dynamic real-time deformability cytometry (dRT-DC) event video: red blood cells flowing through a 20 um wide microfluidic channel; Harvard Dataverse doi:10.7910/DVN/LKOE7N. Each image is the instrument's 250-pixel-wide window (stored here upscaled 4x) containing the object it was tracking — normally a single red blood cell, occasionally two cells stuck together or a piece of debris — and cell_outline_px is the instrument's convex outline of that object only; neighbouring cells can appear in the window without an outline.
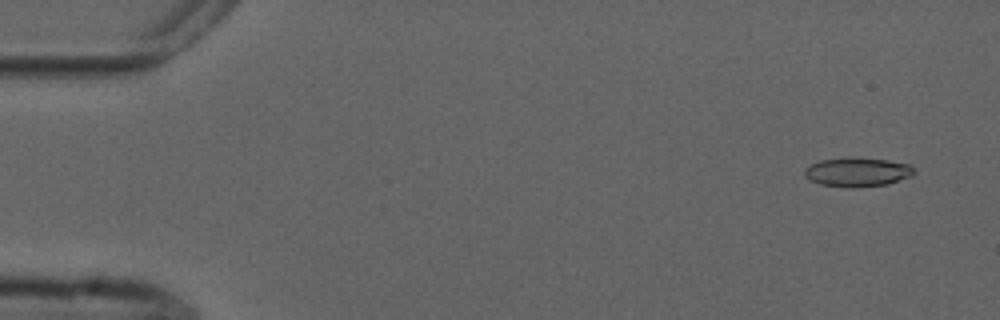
{"species": "common noctule bat (a hibernating species)", "species_latin": "Nyctalus noctula", "temperature_condition": "cold", "stored_images_in_passage": 54, "camera_frame_rate_fps": 3000, "um_per_image_px": 0.085, "animal": {"sex": "male", "forearm_length_mm": 52.5}, "frame": {"image": 1, "passage_image": 3, "time_ms": 0.667, "image_size_px": [1000, 320], "cell_outline_px": [[916, 172], [912, 176], [888, 184], [852, 188], [848, 188], [820, 184], [804, 176], [804, 168], [820, 160], [888, 160], [908, 164]], "centroid_in_image_um": [72.89, 14.68], "position_along_channel_um": 12.1, "area_um2": 17.8}}
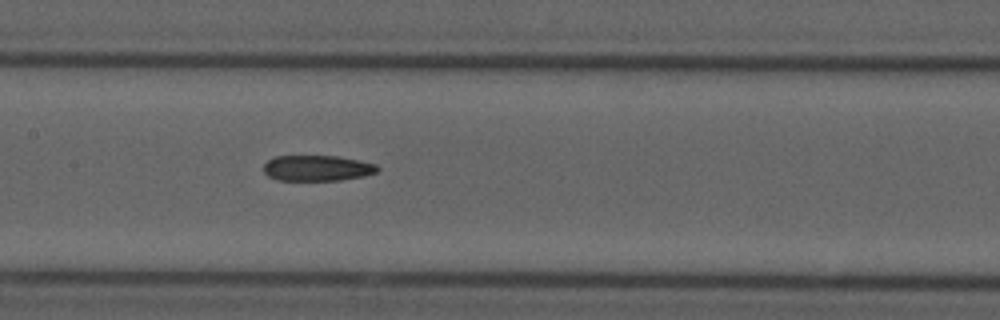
{"frame": {"image": 2, "passage_image": 26, "time_ms": 8.333, "image_size_px": [1000, 320], "cell_outline_px": [[380, 168], [376, 172], [364, 176], [340, 180], [276, 180], [268, 176], [264, 172], [264, 164], [268, 160], [276, 156], [336, 156], [360, 160], [376, 164]], "centroid_in_image_um": [26.97, 14.29], "position_along_channel_um": 180.4, "area_um2": 17.05}}
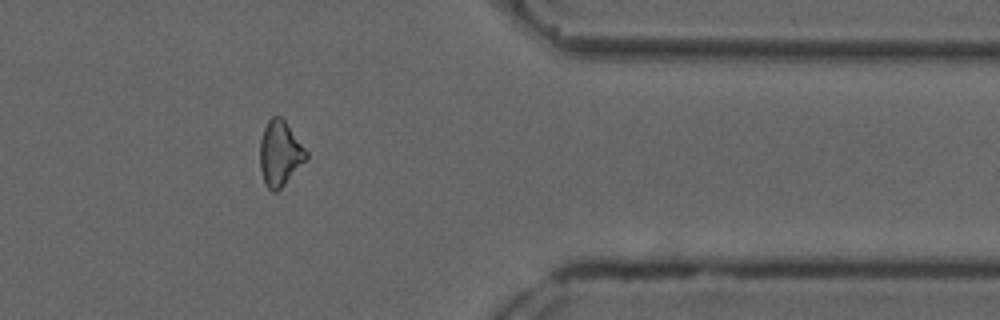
{"frame": {"image": 3, "passage_image": 44, "time_ms": 14.333, "image_size_px": [1000, 320], "cell_outline_px": [[308, 156], [284, 184], [276, 192], [272, 192], [264, 184], [260, 168], [260, 140], [264, 128], [268, 120], [272, 116], [280, 116], [284, 120], [308, 152]], "centroid_in_image_um": [23.76, 13.04], "position_along_channel_um": 387.6, "area_um2": 17.28}, "authors_computed_cell_mechanics": {"area_um2": 18.0914, "velocity_mm_per_s": 3.7606, "shape_relaxation_time_tau1_ms": null, "shape_relaxation_time_tau2_ms": 6.2953, "deformation_change_tau1": null, "deformation_change_tau2": 0.1596}}